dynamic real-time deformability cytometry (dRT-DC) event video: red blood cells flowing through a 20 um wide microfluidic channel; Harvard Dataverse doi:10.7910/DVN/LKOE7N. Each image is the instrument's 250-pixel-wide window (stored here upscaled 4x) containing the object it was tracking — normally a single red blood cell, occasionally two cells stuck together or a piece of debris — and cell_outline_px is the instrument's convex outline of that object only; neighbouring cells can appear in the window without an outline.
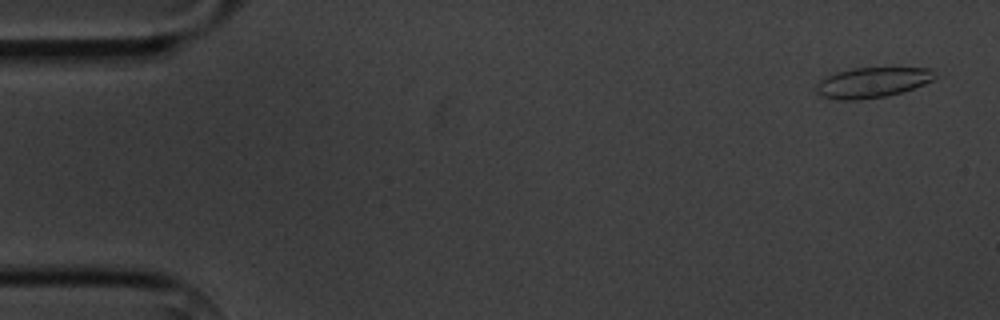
{"species": "common noctule bat (a hibernating species)", "species_latin": "Nyctalus noctula", "temperature_condition": "cold", "stored_images_in_passage": 6, "camera_frame_rate_fps": 3000, "um_per_image_px": 0.085, "animal": {"sex": "male", "body_mass_g": 20.1, "forearm_length_mm": 53.5}, "frame": {"image": 1, "passage_image": 1, "time_ms": 0.0, "image_size_px": [1000, 320], "cell_outline_px": [[936, 76], [932, 80], [924, 84], [900, 92], [884, 96], [856, 100], [840, 100], [824, 96], [816, 92], [816, 84], [820, 80], [836, 72], [852, 68], [932, 68]], "centroid_in_image_um": [74.13, 7.0], "position_along_channel_um": 10.9, "area_um2": 20.63}}